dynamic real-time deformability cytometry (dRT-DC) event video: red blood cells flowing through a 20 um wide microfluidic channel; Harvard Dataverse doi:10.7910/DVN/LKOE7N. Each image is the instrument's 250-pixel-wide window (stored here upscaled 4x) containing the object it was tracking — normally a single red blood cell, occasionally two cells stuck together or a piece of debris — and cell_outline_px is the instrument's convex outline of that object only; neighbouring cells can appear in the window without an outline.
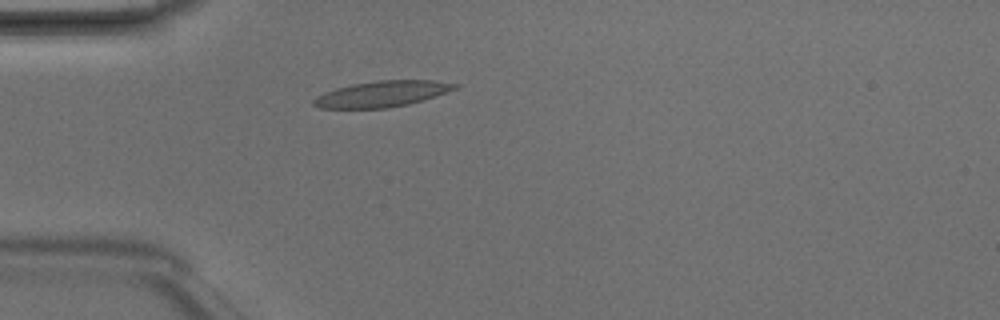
{"species": "Egyptian fruit bat (a non-hibernating species)", "species_latin": "Rousettus aegyptiacus", "temperature_condition": "room temperature", "stored_images_in_passage": 4, "camera_frame_rate_fps": 3000, "um_per_image_px": 0.085, "animal": {"sex": "male"}, "frame": {"image": 1, "passage_image": 4, "time_ms": 1.0, "image_size_px": [1000, 320], "cell_outline_px": [[460, 88], [436, 96], [408, 104], [388, 108], [320, 108], [312, 104], [312, 100], [316, 96], [324, 92], [336, 88], [352, 84], [376, 80], [432, 80], [460, 84]], "centroid_in_image_um": [32.49, 7.97], "position_along_channel_um": 52.5, "area_um2": 21.5}}